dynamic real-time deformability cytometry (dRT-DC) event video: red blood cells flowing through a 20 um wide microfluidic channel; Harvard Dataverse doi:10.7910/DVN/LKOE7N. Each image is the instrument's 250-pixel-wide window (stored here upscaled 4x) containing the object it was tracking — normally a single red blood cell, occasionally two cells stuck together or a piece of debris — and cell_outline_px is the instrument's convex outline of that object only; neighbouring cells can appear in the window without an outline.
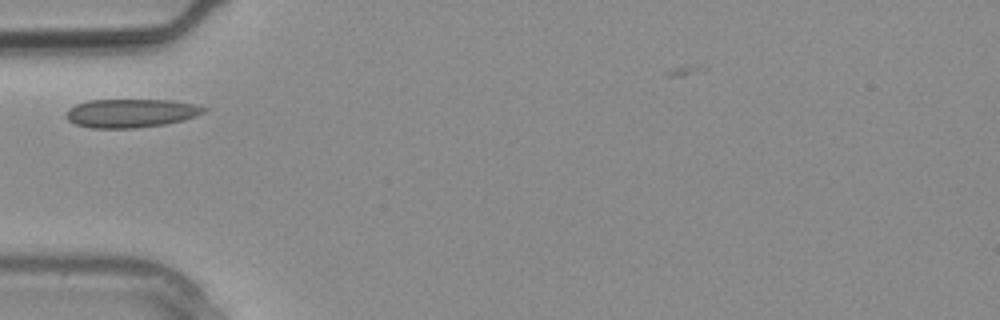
{"species": "common noctule bat (a hibernating species)", "species_latin": "Nyctalus noctula", "temperature_condition": "warm", "stored_images_in_passage": 1, "camera_frame_rate_fps": 3000, "um_per_image_px": 0.085, "animal": {"sex": "male", "body_mass_g": 20.4}, "frame": {"image": 1, "passage_image": 1, "time_ms": 0.0, "image_size_px": [1000, 320], "cell_outline_px": [[208, 108], [204, 112], [196, 116], [164, 124], [136, 128], [92, 128], [76, 124], [68, 120], [64, 116], [64, 112], [68, 108], [76, 104], [88, 100], [172, 100], [196, 104]], "centroid_in_image_um": [11.09, 9.61], "position_along_channel_um": 73.9, "area_um2": 23.0}}